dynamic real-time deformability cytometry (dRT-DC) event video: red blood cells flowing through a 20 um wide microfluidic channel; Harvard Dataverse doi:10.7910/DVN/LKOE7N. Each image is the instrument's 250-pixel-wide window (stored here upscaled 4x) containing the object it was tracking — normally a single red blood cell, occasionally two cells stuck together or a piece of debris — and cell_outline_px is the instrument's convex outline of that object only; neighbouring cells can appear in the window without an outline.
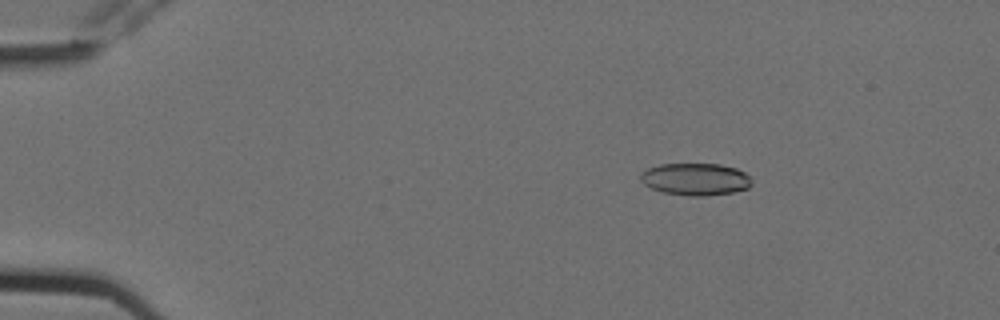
{"species": "Egyptian fruit bat (a non-hibernating species)", "species_latin": "Rousettus aegyptiacus", "temperature_condition": "cold", "stored_images_in_passage": 14, "camera_frame_rate_fps": 3000, "um_per_image_px": 0.085, "animal": {"sex": "female"}, "frame": {"image": 1, "passage_image": 3, "time_ms": 0.667, "image_size_px": [1000, 320], "cell_outline_px": [[752, 184], [748, 188], [732, 192], [704, 196], [688, 196], [664, 192], [652, 188], [644, 184], [640, 180], [640, 172], [648, 168], [660, 164], [720, 164], [736, 168], [744, 172], [752, 180]], "centroid_in_image_um": [59.11, 15.23], "position_along_channel_um": 25.9, "area_um2": 20.87}}
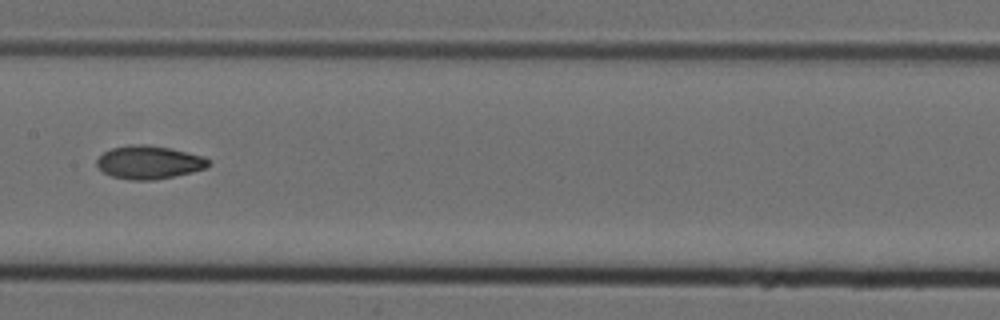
{"frame": {"image": 2, "passage_image": 8, "time_ms": 2.333, "image_size_px": [1000, 320], "cell_outline_px": [[212, 160], [208, 168], [192, 172], [152, 180], [128, 180], [112, 176], [104, 172], [96, 164], [96, 160], [104, 152], [112, 148], [132, 144], [148, 144], [168, 148], [204, 156]], "centroid_in_image_um": [12.69, 13.79], "position_along_channel_um": 194.7, "area_um2": 21.62}}
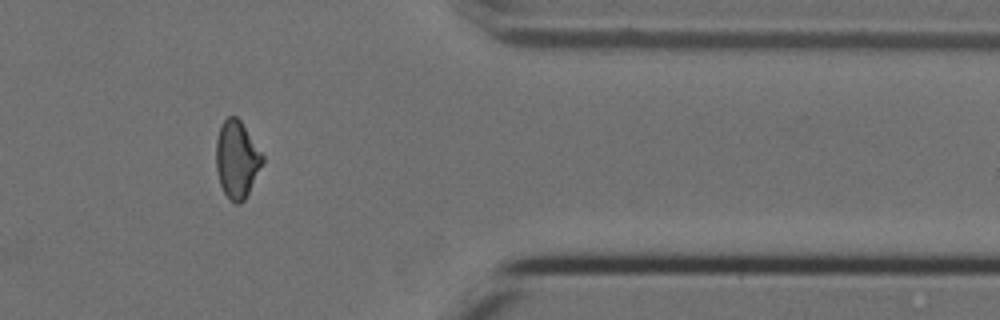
{"frame": {"image": 3, "passage_image": 13, "time_ms": 4.0, "image_size_px": [1000, 320], "cell_outline_px": [[264, 160], [244, 200], [240, 204], [236, 204], [224, 192], [220, 184], [216, 168], [216, 140], [220, 128], [224, 120], [228, 116], [236, 116], [240, 120], [264, 156]], "centroid_in_image_um": [20.12, 13.53], "position_along_channel_um": 391.3, "area_um2": 20.52}}